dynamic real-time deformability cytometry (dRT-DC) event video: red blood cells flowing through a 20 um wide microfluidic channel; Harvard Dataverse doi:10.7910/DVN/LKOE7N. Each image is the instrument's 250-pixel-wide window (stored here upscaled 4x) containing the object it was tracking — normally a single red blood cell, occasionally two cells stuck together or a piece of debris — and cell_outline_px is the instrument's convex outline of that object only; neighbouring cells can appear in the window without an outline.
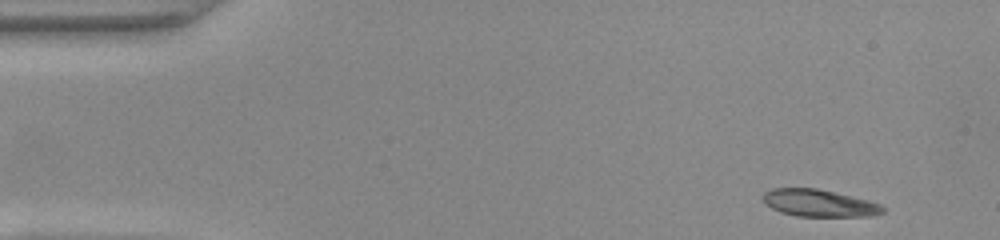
{"species": "common noctule bat (a hibernating species)", "species_latin": "Nyctalus noctula", "temperature_condition": "warm", "stored_images_in_passage": 48, "camera_frame_rate_fps": 3000, "um_per_image_px": 0.085, "animal": {"sex": "female", "body_mass_g": 22.0, "forearm_length_mm": 56.7}, "frame": {"image": 1, "passage_image": 1, "time_ms": 0.0, "image_size_px": [1000, 240], "cell_outline_px": [[884, 212], [872, 216], [796, 216], [780, 212], [764, 204], [764, 192], [772, 188], [816, 188], [852, 196], [868, 200], [880, 204], [884, 208]], "centroid_in_image_um": [69.61, 17.26], "position_along_channel_um": 15.4, "area_um2": 18.9}}
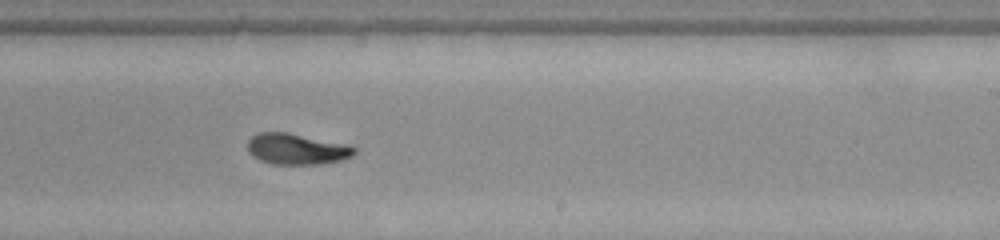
{"frame": {"image": 2, "passage_image": 28, "time_ms": 9.0, "image_size_px": [1000, 240], "cell_outline_px": [[356, 152], [352, 156], [340, 160], [316, 164], [272, 164], [260, 160], [252, 156], [248, 152], [248, 140], [252, 136], [260, 132], [288, 132], [352, 144], [356, 148]], "centroid_in_image_um": [25.25, 12.65], "position_along_channel_um": 263.8, "area_um2": 19.54}}
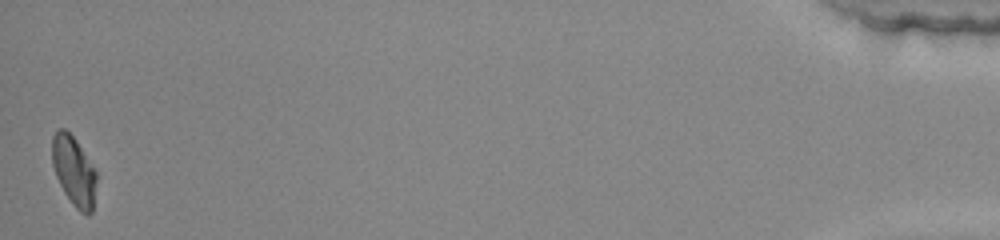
{"frame": {"image": 3, "passage_image": 48, "time_ms": 15.667, "image_size_px": [1000, 240], "cell_outline_px": [[96, 180], [92, 212], [88, 216], [80, 212], [72, 204], [64, 192], [56, 176], [52, 164], [52, 136], [60, 128], [64, 128], [76, 140], [96, 172]], "centroid_in_image_um": [6.26, 14.56], "position_along_channel_um": 428.9, "area_um2": 17.74}, "authors_computed_cell_mechanics": {"area_um2": 19.3341, "velocity_mm_per_s": 3.9413, "shape_relaxation_time_tau1_ms": 3.9787, "shape_relaxation_time_tau2_ms": 2.2132, "deformation_change_tau1": 0.1857, "deformation_change_tau2": 0.0582}}